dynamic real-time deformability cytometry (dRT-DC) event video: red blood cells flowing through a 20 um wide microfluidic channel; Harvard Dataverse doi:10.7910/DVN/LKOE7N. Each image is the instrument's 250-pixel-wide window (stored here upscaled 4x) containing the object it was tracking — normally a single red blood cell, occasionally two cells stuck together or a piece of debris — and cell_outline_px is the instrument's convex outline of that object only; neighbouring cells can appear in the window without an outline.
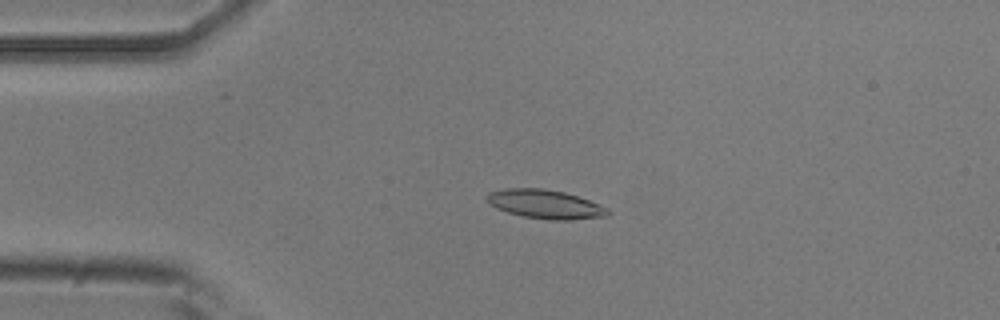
{"species": "common noctule bat (a hibernating species)", "species_latin": "Nyctalus noctula", "temperature_condition": "room temperature", "stored_images_in_passage": 46, "camera_frame_rate_fps": 3000, "um_per_image_px": 0.085, "animal": {"sex": "male", "body_mass_g": 20.5, "forearm_length_mm": 52.5}, "frame": {"image": 1, "passage_image": 5, "time_ms": 1.333, "image_size_px": [1000, 320], "cell_outline_px": [[612, 212], [608, 216], [572, 220], [552, 220], [524, 216], [508, 212], [496, 208], [488, 200], [488, 192], [504, 188], [544, 188], [564, 192], [588, 200], [608, 208]], "centroid_in_image_um": [46.39, 17.36], "position_along_channel_um": 38.6, "area_um2": 20.23}}
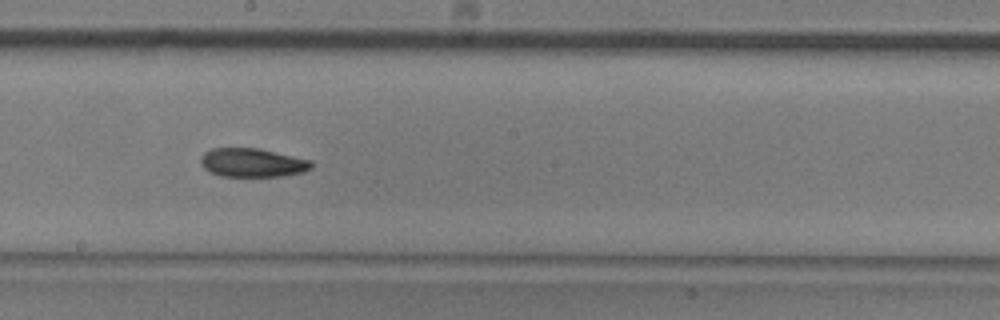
{"frame": {"image": 2, "passage_image": 22, "time_ms": 7.0, "image_size_px": [1000, 320], "cell_outline_px": [[312, 168], [304, 172], [280, 176], [220, 176], [208, 172], [200, 164], [200, 156], [204, 152], [212, 148], [260, 148], [312, 160]], "centroid_in_image_um": [21.43, 13.82], "position_along_channel_um": 226.8, "area_um2": 18.79}}
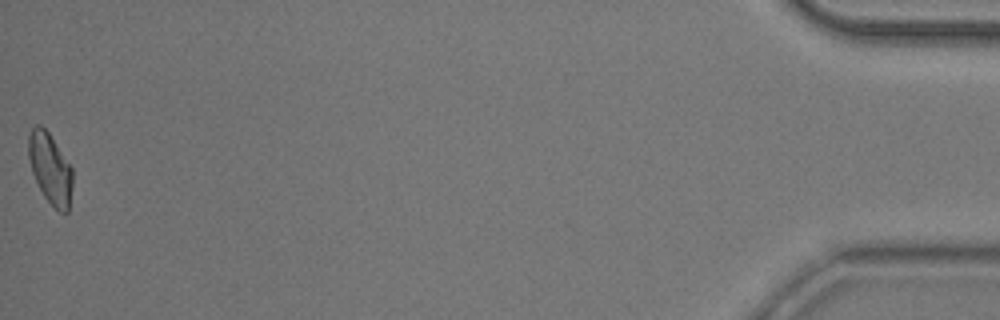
{"frame": {"image": 3, "passage_image": 46, "time_ms": 15.0, "image_size_px": [1000, 320], "cell_outline_px": [[72, 184], [68, 212], [60, 212], [44, 196], [32, 172], [28, 156], [28, 136], [32, 128], [36, 124], [40, 124], [48, 132], [72, 168]], "centroid_in_image_um": [4.25, 14.3], "position_along_channel_um": 430.9, "area_um2": 17.8}, "authors_computed_cell_mechanics": {"area_um2": 18.8428, "velocity_mm_per_s": 3.7935, "shape_relaxation_time_tau1_ms": 5.2629, "shape_relaxation_time_tau2_ms": 8.4755, "deformation_change_tau1": 0.1584, "deformation_change_tau2": 0.1572}}